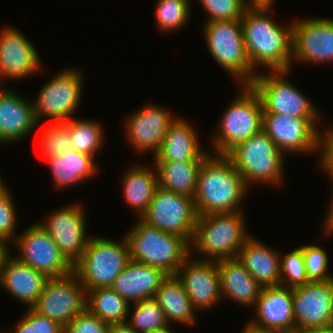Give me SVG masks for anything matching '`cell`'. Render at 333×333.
<instances>
[{"label": "cell", "instance_id": "6da1fadb", "mask_svg": "<svg viewBox=\"0 0 333 333\" xmlns=\"http://www.w3.org/2000/svg\"><path fill=\"white\" fill-rule=\"evenodd\" d=\"M273 4L251 3L243 13L241 24L247 56L255 71L291 70L293 58V23L281 26L271 19Z\"/></svg>", "mask_w": 333, "mask_h": 333}, {"label": "cell", "instance_id": "7a4b0ae2", "mask_svg": "<svg viewBox=\"0 0 333 333\" xmlns=\"http://www.w3.org/2000/svg\"><path fill=\"white\" fill-rule=\"evenodd\" d=\"M247 191L249 188L231 158L227 154L209 153L197 176L193 198L197 215L241 211L240 205Z\"/></svg>", "mask_w": 333, "mask_h": 333}, {"label": "cell", "instance_id": "3957f363", "mask_svg": "<svg viewBox=\"0 0 333 333\" xmlns=\"http://www.w3.org/2000/svg\"><path fill=\"white\" fill-rule=\"evenodd\" d=\"M243 211L211 213L198 216L190 243L202 257L198 259L218 261L237 258L239 250L250 237L245 231Z\"/></svg>", "mask_w": 333, "mask_h": 333}, {"label": "cell", "instance_id": "277c9868", "mask_svg": "<svg viewBox=\"0 0 333 333\" xmlns=\"http://www.w3.org/2000/svg\"><path fill=\"white\" fill-rule=\"evenodd\" d=\"M132 227L125 236L133 261L175 275L179 267L191 256L190 243L180 236L165 233L146 224L140 218Z\"/></svg>", "mask_w": 333, "mask_h": 333}, {"label": "cell", "instance_id": "5b68a950", "mask_svg": "<svg viewBox=\"0 0 333 333\" xmlns=\"http://www.w3.org/2000/svg\"><path fill=\"white\" fill-rule=\"evenodd\" d=\"M122 241L90 237L80 260L73 266L86 292L112 287L115 279L131 260L126 236Z\"/></svg>", "mask_w": 333, "mask_h": 333}, {"label": "cell", "instance_id": "8992f818", "mask_svg": "<svg viewBox=\"0 0 333 333\" xmlns=\"http://www.w3.org/2000/svg\"><path fill=\"white\" fill-rule=\"evenodd\" d=\"M227 155L248 188L256 182L280 185L283 180L285 155L263 130L238 143Z\"/></svg>", "mask_w": 333, "mask_h": 333}, {"label": "cell", "instance_id": "52a82bcc", "mask_svg": "<svg viewBox=\"0 0 333 333\" xmlns=\"http://www.w3.org/2000/svg\"><path fill=\"white\" fill-rule=\"evenodd\" d=\"M240 94L221 116L219 128L212 139L217 154H227L238 143L262 131L263 107L258 94L250 85H241ZM214 143V144H213Z\"/></svg>", "mask_w": 333, "mask_h": 333}, {"label": "cell", "instance_id": "ba28073f", "mask_svg": "<svg viewBox=\"0 0 333 333\" xmlns=\"http://www.w3.org/2000/svg\"><path fill=\"white\" fill-rule=\"evenodd\" d=\"M203 26L212 58L241 85H249L257 75L246 53L241 19L210 21Z\"/></svg>", "mask_w": 333, "mask_h": 333}, {"label": "cell", "instance_id": "9c48e42d", "mask_svg": "<svg viewBox=\"0 0 333 333\" xmlns=\"http://www.w3.org/2000/svg\"><path fill=\"white\" fill-rule=\"evenodd\" d=\"M290 70L257 72L256 77L249 84L258 94L263 113H279L298 118L319 120V111L302 91L296 88L286 75ZM270 72V73H269Z\"/></svg>", "mask_w": 333, "mask_h": 333}, {"label": "cell", "instance_id": "30bf717a", "mask_svg": "<svg viewBox=\"0 0 333 333\" xmlns=\"http://www.w3.org/2000/svg\"><path fill=\"white\" fill-rule=\"evenodd\" d=\"M194 199L158 187L140 219L165 233L192 242L197 221Z\"/></svg>", "mask_w": 333, "mask_h": 333}, {"label": "cell", "instance_id": "8fae6325", "mask_svg": "<svg viewBox=\"0 0 333 333\" xmlns=\"http://www.w3.org/2000/svg\"><path fill=\"white\" fill-rule=\"evenodd\" d=\"M81 70L66 69L47 82L37 94L33 108L37 123L42 117L53 122H66L77 111L82 96Z\"/></svg>", "mask_w": 333, "mask_h": 333}, {"label": "cell", "instance_id": "7c38bea8", "mask_svg": "<svg viewBox=\"0 0 333 333\" xmlns=\"http://www.w3.org/2000/svg\"><path fill=\"white\" fill-rule=\"evenodd\" d=\"M87 292L74 272L49 278L31 307L36 313L58 321L62 326L86 309Z\"/></svg>", "mask_w": 333, "mask_h": 333}, {"label": "cell", "instance_id": "4fadbf2b", "mask_svg": "<svg viewBox=\"0 0 333 333\" xmlns=\"http://www.w3.org/2000/svg\"><path fill=\"white\" fill-rule=\"evenodd\" d=\"M13 243H16L20 252L14 256L48 278L63 277L73 272V266L38 223L24 229Z\"/></svg>", "mask_w": 333, "mask_h": 333}, {"label": "cell", "instance_id": "5bb4252c", "mask_svg": "<svg viewBox=\"0 0 333 333\" xmlns=\"http://www.w3.org/2000/svg\"><path fill=\"white\" fill-rule=\"evenodd\" d=\"M83 205L69 204L47 215L38 224L49 234L65 259L74 266L86 248L89 236L86 234V218Z\"/></svg>", "mask_w": 333, "mask_h": 333}, {"label": "cell", "instance_id": "9a60e30c", "mask_svg": "<svg viewBox=\"0 0 333 333\" xmlns=\"http://www.w3.org/2000/svg\"><path fill=\"white\" fill-rule=\"evenodd\" d=\"M311 118H298L279 113H263L262 130L274 141L278 150L311 154L318 150L320 130Z\"/></svg>", "mask_w": 333, "mask_h": 333}, {"label": "cell", "instance_id": "2e32d148", "mask_svg": "<svg viewBox=\"0 0 333 333\" xmlns=\"http://www.w3.org/2000/svg\"><path fill=\"white\" fill-rule=\"evenodd\" d=\"M190 258L179 267L175 276L197 311L216 306L222 299L217 261Z\"/></svg>", "mask_w": 333, "mask_h": 333}, {"label": "cell", "instance_id": "e0dca14e", "mask_svg": "<svg viewBox=\"0 0 333 333\" xmlns=\"http://www.w3.org/2000/svg\"><path fill=\"white\" fill-rule=\"evenodd\" d=\"M306 63L333 62V19L293 22V58Z\"/></svg>", "mask_w": 333, "mask_h": 333}, {"label": "cell", "instance_id": "ac0fdd59", "mask_svg": "<svg viewBox=\"0 0 333 333\" xmlns=\"http://www.w3.org/2000/svg\"><path fill=\"white\" fill-rule=\"evenodd\" d=\"M295 329L333 324V279L293 288Z\"/></svg>", "mask_w": 333, "mask_h": 333}, {"label": "cell", "instance_id": "d6986e66", "mask_svg": "<svg viewBox=\"0 0 333 333\" xmlns=\"http://www.w3.org/2000/svg\"><path fill=\"white\" fill-rule=\"evenodd\" d=\"M166 108L147 104L135 111L124 122L126 138L138 152L155 155L161 147L169 125L176 119Z\"/></svg>", "mask_w": 333, "mask_h": 333}, {"label": "cell", "instance_id": "ffe728a7", "mask_svg": "<svg viewBox=\"0 0 333 333\" xmlns=\"http://www.w3.org/2000/svg\"><path fill=\"white\" fill-rule=\"evenodd\" d=\"M40 62L38 51L17 28L0 30V81L29 77L41 70Z\"/></svg>", "mask_w": 333, "mask_h": 333}, {"label": "cell", "instance_id": "44dd1931", "mask_svg": "<svg viewBox=\"0 0 333 333\" xmlns=\"http://www.w3.org/2000/svg\"><path fill=\"white\" fill-rule=\"evenodd\" d=\"M253 308L256 318L249 322L252 326L277 332L295 329L293 288L262 287Z\"/></svg>", "mask_w": 333, "mask_h": 333}, {"label": "cell", "instance_id": "7402d4cb", "mask_svg": "<svg viewBox=\"0 0 333 333\" xmlns=\"http://www.w3.org/2000/svg\"><path fill=\"white\" fill-rule=\"evenodd\" d=\"M10 88L0 86V143L24 139L36 129L33 103ZM35 128V129H34Z\"/></svg>", "mask_w": 333, "mask_h": 333}, {"label": "cell", "instance_id": "603a6c76", "mask_svg": "<svg viewBox=\"0 0 333 333\" xmlns=\"http://www.w3.org/2000/svg\"><path fill=\"white\" fill-rule=\"evenodd\" d=\"M169 276L164 270L130 260L115 279L112 289L129 304L154 298Z\"/></svg>", "mask_w": 333, "mask_h": 333}, {"label": "cell", "instance_id": "cb8c5ba5", "mask_svg": "<svg viewBox=\"0 0 333 333\" xmlns=\"http://www.w3.org/2000/svg\"><path fill=\"white\" fill-rule=\"evenodd\" d=\"M9 255L2 267L0 285L21 303L31 308L41 295L48 277Z\"/></svg>", "mask_w": 333, "mask_h": 333}, {"label": "cell", "instance_id": "d4e9b609", "mask_svg": "<svg viewBox=\"0 0 333 333\" xmlns=\"http://www.w3.org/2000/svg\"><path fill=\"white\" fill-rule=\"evenodd\" d=\"M193 125L184 118H177L169 125L154 161L203 160L208 154L202 150Z\"/></svg>", "mask_w": 333, "mask_h": 333}, {"label": "cell", "instance_id": "484cf974", "mask_svg": "<svg viewBox=\"0 0 333 333\" xmlns=\"http://www.w3.org/2000/svg\"><path fill=\"white\" fill-rule=\"evenodd\" d=\"M280 253L253 236L239 250L237 258L261 287L280 285Z\"/></svg>", "mask_w": 333, "mask_h": 333}, {"label": "cell", "instance_id": "4316f807", "mask_svg": "<svg viewBox=\"0 0 333 333\" xmlns=\"http://www.w3.org/2000/svg\"><path fill=\"white\" fill-rule=\"evenodd\" d=\"M217 266L220 275L221 297H229L242 306L254 307L262 287L238 258L218 260Z\"/></svg>", "mask_w": 333, "mask_h": 333}, {"label": "cell", "instance_id": "83f0119b", "mask_svg": "<svg viewBox=\"0 0 333 333\" xmlns=\"http://www.w3.org/2000/svg\"><path fill=\"white\" fill-rule=\"evenodd\" d=\"M46 161L50 166L53 183L59 189L85 182L98 173L95 159L74 149Z\"/></svg>", "mask_w": 333, "mask_h": 333}, {"label": "cell", "instance_id": "f1b7e54d", "mask_svg": "<svg viewBox=\"0 0 333 333\" xmlns=\"http://www.w3.org/2000/svg\"><path fill=\"white\" fill-rule=\"evenodd\" d=\"M153 169V170H152ZM156 167H146L136 164L125 171L123 176L122 193L123 198L140 218L148 208L153 199L156 189L159 187Z\"/></svg>", "mask_w": 333, "mask_h": 333}, {"label": "cell", "instance_id": "f546056e", "mask_svg": "<svg viewBox=\"0 0 333 333\" xmlns=\"http://www.w3.org/2000/svg\"><path fill=\"white\" fill-rule=\"evenodd\" d=\"M202 162L203 160L155 161L159 187L194 198Z\"/></svg>", "mask_w": 333, "mask_h": 333}, {"label": "cell", "instance_id": "4dcf8cb0", "mask_svg": "<svg viewBox=\"0 0 333 333\" xmlns=\"http://www.w3.org/2000/svg\"><path fill=\"white\" fill-rule=\"evenodd\" d=\"M165 313L169 322L185 325L196 323V309L187 295L182 283L175 275H169L153 298Z\"/></svg>", "mask_w": 333, "mask_h": 333}, {"label": "cell", "instance_id": "1f68e13d", "mask_svg": "<svg viewBox=\"0 0 333 333\" xmlns=\"http://www.w3.org/2000/svg\"><path fill=\"white\" fill-rule=\"evenodd\" d=\"M131 305L111 287L87 291L86 308L107 324L125 323Z\"/></svg>", "mask_w": 333, "mask_h": 333}, {"label": "cell", "instance_id": "d6a6232c", "mask_svg": "<svg viewBox=\"0 0 333 333\" xmlns=\"http://www.w3.org/2000/svg\"><path fill=\"white\" fill-rule=\"evenodd\" d=\"M69 133L71 145L74 150L90 155L93 158L96 152L102 149L104 132L101 124L96 120L69 119Z\"/></svg>", "mask_w": 333, "mask_h": 333}, {"label": "cell", "instance_id": "836d02e7", "mask_svg": "<svg viewBox=\"0 0 333 333\" xmlns=\"http://www.w3.org/2000/svg\"><path fill=\"white\" fill-rule=\"evenodd\" d=\"M131 314L126 323L138 333H150L169 325L165 313L153 298L134 303Z\"/></svg>", "mask_w": 333, "mask_h": 333}, {"label": "cell", "instance_id": "e575fe53", "mask_svg": "<svg viewBox=\"0 0 333 333\" xmlns=\"http://www.w3.org/2000/svg\"><path fill=\"white\" fill-rule=\"evenodd\" d=\"M190 4V0H157L154 13L160 32L171 33L186 25L191 14Z\"/></svg>", "mask_w": 333, "mask_h": 333}, {"label": "cell", "instance_id": "d590c367", "mask_svg": "<svg viewBox=\"0 0 333 333\" xmlns=\"http://www.w3.org/2000/svg\"><path fill=\"white\" fill-rule=\"evenodd\" d=\"M40 135L39 149L46 160L73 149L69 133V120L49 123Z\"/></svg>", "mask_w": 333, "mask_h": 333}, {"label": "cell", "instance_id": "8d00e7d4", "mask_svg": "<svg viewBox=\"0 0 333 333\" xmlns=\"http://www.w3.org/2000/svg\"><path fill=\"white\" fill-rule=\"evenodd\" d=\"M309 282L302 255V246L285 254L284 257L280 254V285L295 288Z\"/></svg>", "mask_w": 333, "mask_h": 333}, {"label": "cell", "instance_id": "74e56055", "mask_svg": "<svg viewBox=\"0 0 333 333\" xmlns=\"http://www.w3.org/2000/svg\"><path fill=\"white\" fill-rule=\"evenodd\" d=\"M207 12V21H224L241 19L246 8L251 4L249 0H199Z\"/></svg>", "mask_w": 333, "mask_h": 333}, {"label": "cell", "instance_id": "f35d334b", "mask_svg": "<svg viewBox=\"0 0 333 333\" xmlns=\"http://www.w3.org/2000/svg\"><path fill=\"white\" fill-rule=\"evenodd\" d=\"M302 255L306 267V275L310 282H324L333 279L328 273L327 253L317 245H303Z\"/></svg>", "mask_w": 333, "mask_h": 333}, {"label": "cell", "instance_id": "ab89813d", "mask_svg": "<svg viewBox=\"0 0 333 333\" xmlns=\"http://www.w3.org/2000/svg\"><path fill=\"white\" fill-rule=\"evenodd\" d=\"M18 321L14 333H64V326L58 321L42 316L32 308H28Z\"/></svg>", "mask_w": 333, "mask_h": 333}, {"label": "cell", "instance_id": "60d3db41", "mask_svg": "<svg viewBox=\"0 0 333 333\" xmlns=\"http://www.w3.org/2000/svg\"><path fill=\"white\" fill-rule=\"evenodd\" d=\"M64 333H109V324L100 320L86 308L64 326Z\"/></svg>", "mask_w": 333, "mask_h": 333}, {"label": "cell", "instance_id": "b9f144b4", "mask_svg": "<svg viewBox=\"0 0 333 333\" xmlns=\"http://www.w3.org/2000/svg\"><path fill=\"white\" fill-rule=\"evenodd\" d=\"M16 209L13 203L12 196L8 191L5 195L0 197V240L8 243L14 242L16 239L15 225H16ZM15 233V234H14ZM15 235V236H14ZM10 241V242H9Z\"/></svg>", "mask_w": 333, "mask_h": 333}, {"label": "cell", "instance_id": "7bdbcfd3", "mask_svg": "<svg viewBox=\"0 0 333 333\" xmlns=\"http://www.w3.org/2000/svg\"><path fill=\"white\" fill-rule=\"evenodd\" d=\"M326 132V133H325ZM319 153V164L324 170L325 174H328L332 178L333 182V129H328V131H320L319 141H318V150Z\"/></svg>", "mask_w": 333, "mask_h": 333}, {"label": "cell", "instance_id": "ee69618b", "mask_svg": "<svg viewBox=\"0 0 333 333\" xmlns=\"http://www.w3.org/2000/svg\"><path fill=\"white\" fill-rule=\"evenodd\" d=\"M333 191V190H332ZM332 199H330L331 203L329 205V208L327 210V214H326V218H324V225L323 226V233H325V236H329L331 234H333V193L331 196Z\"/></svg>", "mask_w": 333, "mask_h": 333}, {"label": "cell", "instance_id": "f6af8a7d", "mask_svg": "<svg viewBox=\"0 0 333 333\" xmlns=\"http://www.w3.org/2000/svg\"><path fill=\"white\" fill-rule=\"evenodd\" d=\"M109 333H138V332L125 322V323L109 324Z\"/></svg>", "mask_w": 333, "mask_h": 333}, {"label": "cell", "instance_id": "bcb514c9", "mask_svg": "<svg viewBox=\"0 0 333 333\" xmlns=\"http://www.w3.org/2000/svg\"><path fill=\"white\" fill-rule=\"evenodd\" d=\"M298 333H333V324L318 327H306L298 329Z\"/></svg>", "mask_w": 333, "mask_h": 333}, {"label": "cell", "instance_id": "7dc6e473", "mask_svg": "<svg viewBox=\"0 0 333 333\" xmlns=\"http://www.w3.org/2000/svg\"><path fill=\"white\" fill-rule=\"evenodd\" d=\"M9 243L0 240V274L6 258L9 256Z\"/></svg>", "mask_w": 333, "mask_h": 333}, {"label": "cell", "instance_id": "c3c4849f", "mask_svg": "<svg viewBox=\"0 0 333 333\" xmlns=\"http://www.w3.org/2000/svg\"><path fill=\"white\" fill-rule=\"evenodd\" d=\"M242 333H276V331L260 329L248 323Z\"/></svg>", "mask_w": 333, "mask_h": 333}, {"label": "cell", "instance_id": "681fc988", "mask_svg": "<svg viewBox=\"0 0 333 333\" xmlns=\"http://www.w3.org/2000/svg\"><path fill=\"white\" fill-rule=\"evenodd\" d=\"M150 333H174V331L170 328V325H168L162 329H158Z\"/></svg>", "mask_w": 333, "mask_h": 333}, {"label": "cell", "instance_id": "f907efd6", "mask_svg": "<svg viewBox=\"0 0 333 333\" xmlns=\"http://www.w3.org/2000/svg\"><path fill=\"white\" fill-rule=\"evenodd\" d=\"M5 185L6 184H4V182H2V178L0 177V197L5 195L9 191Z\"/></svg>", "mask_w": 333, "mask_h": 333}, {"label": "cell", "instance_id": "816d5d0a", "mask_svg": "<svg viewBox=\"0 0 333 333\" xmlns=\"http://www.w3.org/2000/svg\"><path fill=\"white\" fill-rule=\"evenodd\" d=\"M276 333H298V330L297 329H294V330H286V331H276Z\"/></svg>", "mask_w": 333, "mask_h": 333}]
</instances>
